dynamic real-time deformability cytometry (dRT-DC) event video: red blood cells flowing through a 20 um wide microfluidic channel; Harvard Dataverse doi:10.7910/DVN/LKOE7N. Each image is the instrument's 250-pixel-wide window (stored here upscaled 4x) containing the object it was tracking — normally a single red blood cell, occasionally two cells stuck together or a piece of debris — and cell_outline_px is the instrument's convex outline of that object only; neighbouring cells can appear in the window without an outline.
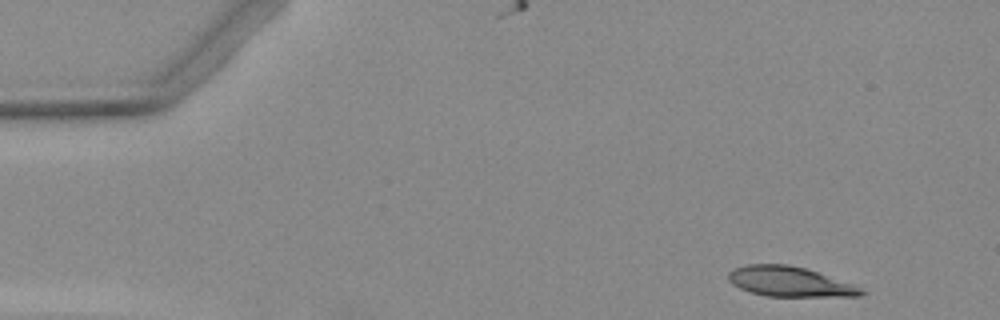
{"species": "Egyptian fruit bat (a non-hibernating species)", "species_latin": "Rousettus aegyptiacus", "temperature_condition": "warm", "stored_images_in_passage": 8, "camera_frame_rate_fps": 3000, "um_per_image_px": 0.085, "animal": {"sex": "female"}, "frame": {"image": 1, "passage_image": 1, "time_ms": 0.0, "image_size_px": [1000, 320], "cell_outline_px": [[868, 292], [860, 296], [764, 296], [740, 288], [732, 284], [728, 280], [728, 272], [732, 268], [748, 264], [788, 264], [804, 268], [856, 284]], "centroid_in_image_um": [67.15, 23.94], "position_along_channel_um": 17.9, "area_um2": 23.35}}
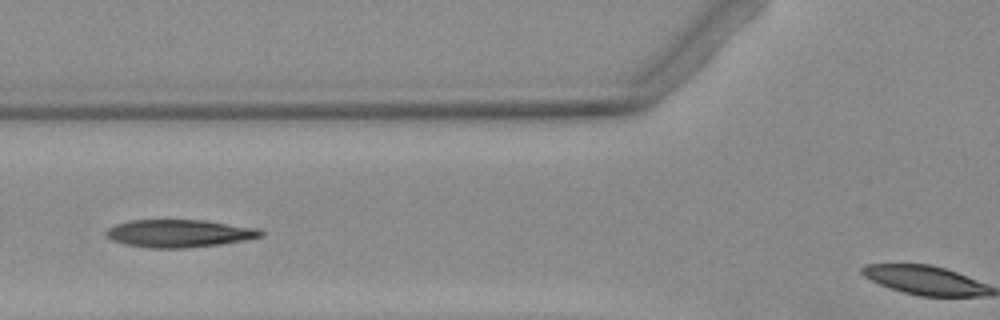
{"frame": {"image": 2, "passage_image": 5, "time_ms": 5.0, "image_size_px": [1000, 320], "cell_outline_px": [[264, 236], [248, 240], [220, 244], [184, 248], [148, 248], [124, 244], [112, 240], [104, 232], [108, 228], [116, 224], [132, 220], [204, 220], [256, 228], [264, 232]], "centroid_in_image_um": [15.24, 19.84], "position_along_channel_um": 110.6, "area_um2": 24.97}}
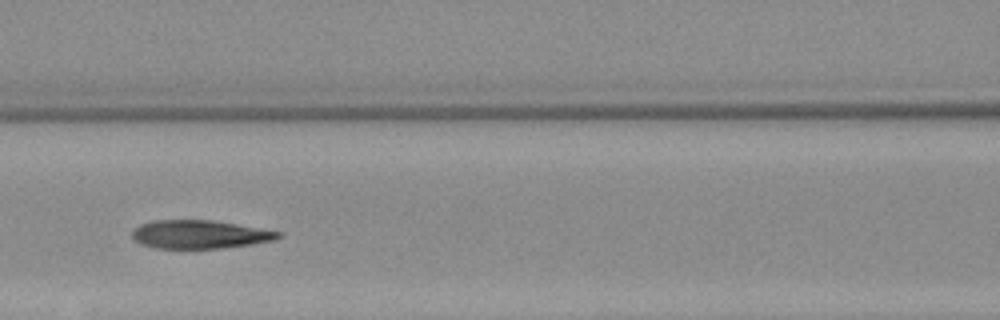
{"frame": {"image": 3, "passage_image": 6, "time_ms": 6.0, "image_size_px": [1000, 320], "cell_outline_px": [[280, 236], [272, 240], [252, 244], [220, 248], [156, 248], [140, 244], [132, 236], [132, 232], [140, 224], [152, 220], [212, 220], [236, 224], [280, 232]], "centroid_in_image_um": [16.92, 19.92], "position_along_channel_um": 149.7, "area_um2": 23.81}}